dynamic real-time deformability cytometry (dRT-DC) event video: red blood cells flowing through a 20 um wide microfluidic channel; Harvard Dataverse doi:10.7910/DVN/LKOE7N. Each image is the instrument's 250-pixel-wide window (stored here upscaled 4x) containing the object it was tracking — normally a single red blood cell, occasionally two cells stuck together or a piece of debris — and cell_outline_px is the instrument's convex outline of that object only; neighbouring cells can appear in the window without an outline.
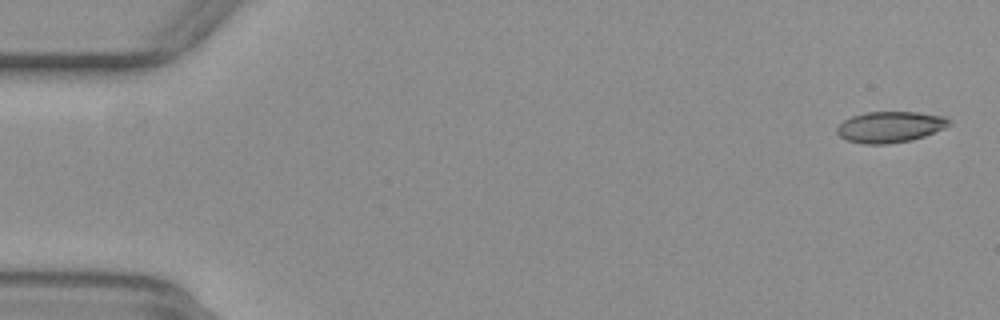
{"species": "common noctule bat (a hibernating species)", "species_latin": "Nyctalus noctula", "temperature_condition": "warm", "stored_images_in_passage": 54, "camera_frame_rate_fps": 3000, "um_per_image_px": 0.085, "animal": {"sex": "female", "body_mass_g": 29.2, "forearm_length_mm": 56.3}, "frame": {"image": 1, "passage_image": 2, "time_ms": 0.333, "image_size_px": [1000, 320], "cell_outline_px": [[952, 124], [944, 128], [924, 136], [912, 140], [888, 144], [864, 144], [848, 140], [840, 136], [836, 132], [836, 128], [844, 120], [852, 116], [864, 112], [916, 112], [948, 116], [952, 120]], "centroid_in_image_um": [75.7, 10.78], "position_along_channel_um": 9.3, "area_um2": 20.46}}
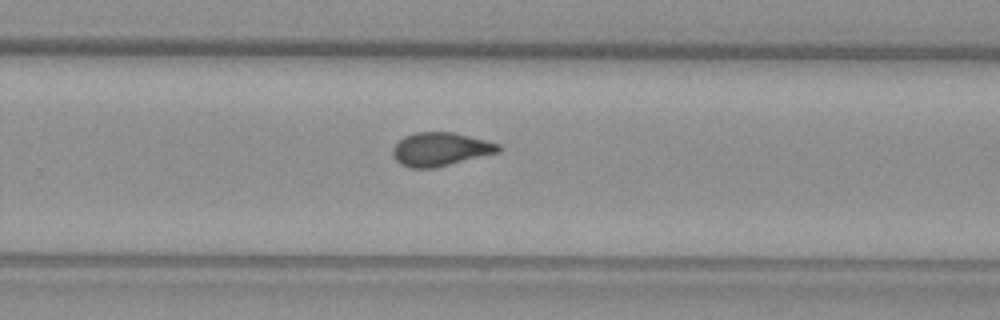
{"frame": {"image": 2, "passage_image": 35, "time_ms": 11.333, "image_size_px": [1000, 320], "cell_outline_px": [[504, 148], [500, 152], [436, 168], [408, 168], [400, 164], [392, 156], [392, 148], [404, 136], [416, 132], [452, 132], [500, 144]], "centroid_in_image_um": [37.44, 12.7], "position_along_channel_um": 292.4, "area_um2": 20.81}}
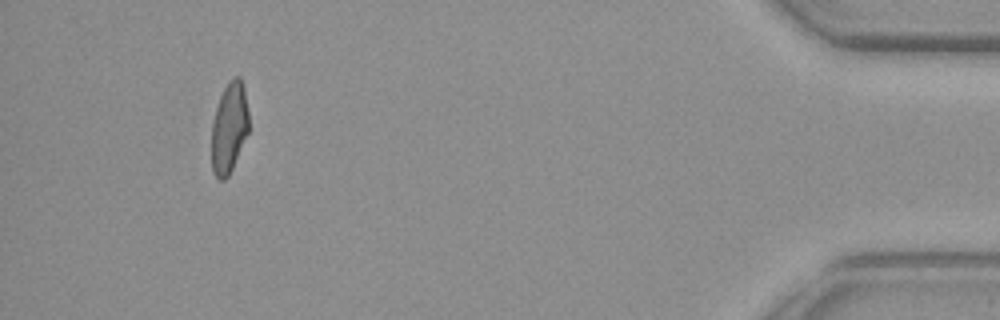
{"frame": {"image": 3, "passage_image": 50, "time_ms": 16.333, "image_size_px": [1000, 320], "cell_outline_px": [[248, 132], [232, 168], [228, 176], [224, 180], [220, 180], [212, 172], [212, 124], [216, 108], [220, 96], [228, 80], [232, 76], [240, 76], [244, 88], [248, 112]], "centroid_in_image_um": [19.47, 10.83], "position_along_channel_um": 415.7, "area_um2": 19.54}, "authors_computed_cell_mechanics": {"area_um2": 20.6635, "velocity_mm_per_s": 3.9054, "shape_relaxation_time_tau1_ms": 10.5011, "shape_relaxation_time_tau2_ms": 1.4153, "deformation_change_tau1": 0.2319, "deformation_change_tau2": 0.0684}}